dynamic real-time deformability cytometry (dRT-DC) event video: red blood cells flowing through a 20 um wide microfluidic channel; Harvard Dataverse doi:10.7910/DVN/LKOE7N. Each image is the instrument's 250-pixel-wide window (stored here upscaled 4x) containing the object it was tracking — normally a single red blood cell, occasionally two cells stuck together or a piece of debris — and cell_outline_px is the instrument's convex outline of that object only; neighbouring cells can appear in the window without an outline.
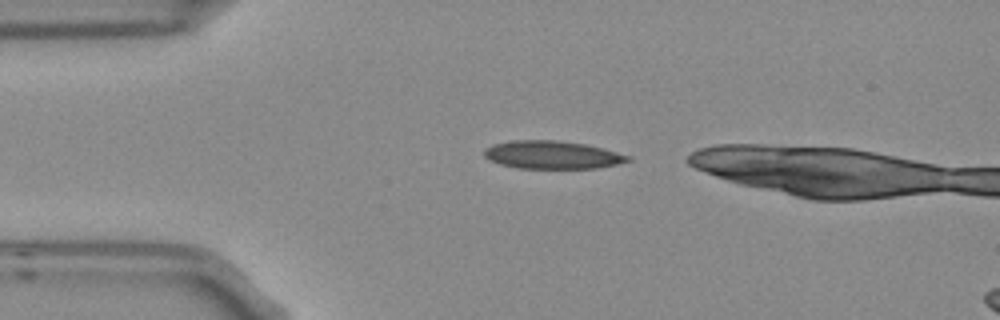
{"species": "Egyptian fruit bat (a non-hibernating species)", "species_latin": "Rousettus aegyptiacus", "temperature_condition": "room temperature", "stored_images_in_passage": 5, "segment_of_instrument_passage": [2, 2], "camera_frame_rate_fps": 3000, "um_per_image_px": 0.085, "frame": {"image": 1, "passage_image": 5, "time_ms": 1.333, "image_size_px": [1000, 320], "cell_outline_px": [[632, 160], [616, 164], [596, 168], [516, 168], [500, 164], [484, 156], [484, 148], [492, 144], [512, 140], [556, 140], [584, 144], [604, 148], [632, 156]], "centroid_in_image_um": [46.95, 13.15], "position_along_channel_um": 38.1, "area_um2": 23.47}}